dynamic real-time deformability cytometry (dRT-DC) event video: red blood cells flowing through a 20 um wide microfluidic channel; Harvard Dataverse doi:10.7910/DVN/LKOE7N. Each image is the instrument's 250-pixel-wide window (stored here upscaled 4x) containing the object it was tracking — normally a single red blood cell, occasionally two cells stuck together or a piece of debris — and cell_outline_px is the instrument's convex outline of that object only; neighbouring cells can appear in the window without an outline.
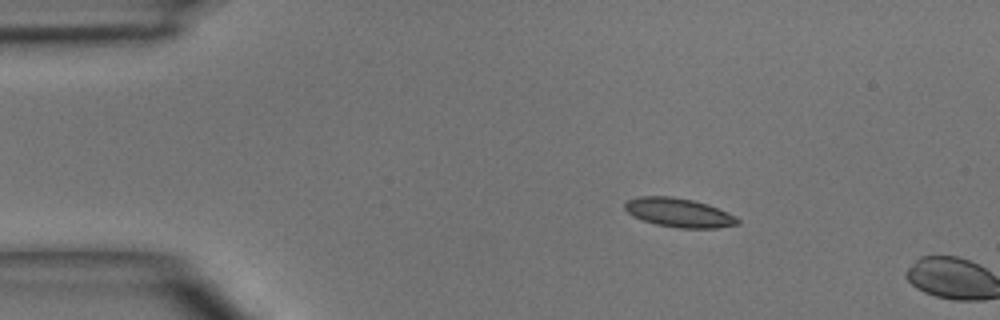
{"species": "common noctule bat (a hibernating species)", "species_latin": "Nyctalus noctula", "temperature_condition": "room temperature", "stored_images_in_passage": 3, "camera_frame_rate_fps": 3000, "um_per_image_px": 0.085, "animal": {"sex": "male", "body_mass_g": 15.6}, "frame": {"image": 1, "passage_image": 2, "time_ms": 1.333, "image_size_px": [1000, 320], "cell_outline_px": [[740, 224], [716, 228], [680, 228], [656, 224], [632, 216], [624, 208], [624, 204], [628, 200], [640, 196], [672, 196], [692, 200], [708, 204], [736, 216], [740, 220]], "centroid_in_image_um": [57.72, 18.07], "position_along_channel_um": 27.3, "area_um2": 19.02}}